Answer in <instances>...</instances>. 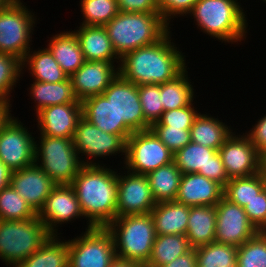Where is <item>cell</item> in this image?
Returning <instances> with one entry per match:
<instances>
[{
  "label": "cell",
  "instance_id": "41",
  "mask_svg": "<svg viewBox=\"0 0 266 267\" xmlns=\"http://www.w3.org/2000/svg\"><path fill=\"white\" fill-rule=\"evenodd\" d=\"M197 102V100H193L188 106L183 108L164 111L161 118L151 126H168L169 128H183L184 130H190L195 118L201 112L199 110L200 108L195 106L197 105Z\"/></svg>",
  "mask_w": 266,
  "mask_h": 267
},
{
  "label": "cell",
  "instance_id": "23",
  "mask_svg": "<svg viewBox=\"0 0 266 267\" xmlns=\"http://www.w3.org/2000/svg\"><path fill=\"white\" fill-rule=\"evenodd\" d=\"M82 116L102 131L121 136L125 141L132 132L119 121L116 110L102 94L84 99L82 102Z\"/></svg>",
  "mask_w": 266,
  "mask_h": 267
},
{
  "label": "cell",
  "instance_id": "49",
  "mask_svg": "<svg viewBox=\"0 0 266 267\" xmlns=\"http://www.w3.org/2000/svg\"><path fill=\"white\" fill-rule=\"evenodd\" d=\"M12 170L0 160V192L10 185Z\"/></svg>",
  "mask_w": 266,
  "mask_h": 267
},
{
  "label": "cell",
  "instance_id": "16",
  "mask_svg": "<svg viewBox=\"0 0 266 267\" xmlns=\"http://www.w3.org/2000/svg\"><path fill=\"white\" fill-rule=\"evenodd\" d=\"M38 217L46 225L48 232L57 236L63 234L59 229L65 224H72L76 219H85L70 184H59L52 189Z\"/></svg>",
  "mask_w": 266,
  "mask_h": 267
},
{
  "label": "cell",
  "instance_id": "36",
  "mask_svg": "<svg viewBox=\"0 0 266 267\" xmlns=\"http://www.w3.org/2000/svg\"><path fill=\"white\" fill-rule=\"evenodd\" d=\"M266 187V181L257 173L248 177L232 178L224 187L223 196L244 207Z\"/></svg>",
  "mask_w": 266,
  "mask_h": 267
},
{
  "label": "cell",
  "instance_id": "35",
  "mask_svg": "<svg viewBox=\"0 0 266 267\" xmlns=\"http://www.w3.org/2000/svg\"><path fill=\"white\" fill-rule=\"evenodd\" d=\"M197 267H237V246L216 241L195 248Z\"/></svg>",
  "mask_w": 266,
  "mask_h": 267
},
{
  "label": "cell",
  "instance_id": "19",
  "mask_svg": "<svg viewBox=\"0 0 266 267\" xmlns=\"http://www.w3.org/2000/svg\"><path fill=\"white\" fill-rule=\"evenodd\" d=\"M119 64L120 60L85 61L70 76L77 99L82 102L88 97L103 94L119 74Z\"/></svg>",
  "mask_w": 266,
  "mask_h": 267
},
{
  "label": "cell",
  "instance_id": "22",
  "mask_svg": "<svg viewBox=\"0 0 266 267\" xmlns=\"http://www.w3.org/2000/svg\"><path fill=\"white\" fill-rule=\"evenodd\" d=\"M224 188L198 173L182 174L175 201L186 206H216Z\"/></svg>",
  "mask_w": 266,
  "mask_h": 267
},
{
  "label": "cell",
  "instance_id": "32",
  "mask_svg": "<svg viewBox=\"0 0 266 267\" xmlns=\"http://www.w3.org/2000/svg\"><path fill=\"white\" fill-rule=\"evenodd\" d=\"M188 69L190 68L187 66L174 79L160 84V98L164 111L183 108L196 99V89Z\"/></svg>",
  "mask_w": 266,
  "mask_h": 267
},
{
  "label": "cell",
  "instance_id": "39",
  "mask_svg": "<svg viewBox=\"0 0 266 267\" xmlns=\"http://www.w3.org/2000/svg\"><path fill=\"white\" fill-rule=\"evenodd\" d=\"M37 213L11 185L0 192V220H28Z\"/></svg>",
  "mask_w": 266,
  "mask_h": 267
},
{
  "label": "cell",
  "instance_id": "5",
  "mask_svg": "<svg viewBox=\"0 0 266 267\" xmlns=\"http://www.w3.org/2000/svg\"><path fill=\"white\" fill-rule=\"evenodd\" d=\"M106 229L111 233L116 257L148 262L156 237L151 213L116 217Z\"/></svg>",
  "mask_w": 266,
  "mask_h": 267
},
{
  "label": "cell",
  "instance_id": "44",
  "mask_svg": "<svg viewBox=\"0 0 266 267\" xmlns=\"http://www.w3.org/2000/svg\"><path fill=\"white\" fill-rule=\"evenodd\" d=\"M198 1L199 0H157V5L162 18L171 27L174 25L172 22H174L173 20L175 18H177V20L178 17H181V19H184V17L186 18Z\"/></svg>",
  "mask_w": 266,
  "mask_h": 267
},
{
  "label": "cell",
  "instance_id": "6",
  "mask_svg": "<svg viewBox=\"0 0 266 267\" xmlns=\"http://www.w3.org/2000/svg\"><path fill=\"white\" fill-rule=\"evenodd\" d=\"M51 234L38 214L28 220H0V261L15 267L37 251Z\"/></svg>",
  "mask_w": 266,
  "mask_h": 267
},
{
  "label": "cell",
  "instance_id": "34",
  "mask_svg": "<svg viewBox=\"0 0 266 267\" xmlns=\"http://www.w3.org/2000/svg\"><path fill=\"white\" fill-rule=\"evenodd\" d=\"M191 249L186 235H156L151 255L144 267H160Z\"/></svg>",
  "mask_w": 266,
  "mask_h": 267
},
{
  "label": "cell",
  "instance_id": "14",
  "mask_svg": "<svg viewBox=\"0 0 266 267\" xmlns=\"http://www.w3.org/2000/svg\"><path fill=\"white\" fill-rule=\"evenodd\" d=\"M102 95L113 104L119 121H124L132 133L150 129L151 124L143 114L136 84L118 74Z\"/></svg>",
  "mask_w": 266,
  "mask_h": 267
},
{
  "label": "cell",
  "instance_id": "51",
  "mask_svg": "<svg viewBox=\"0 0 266 267\" xmlns=\"http://www.w3.org/2000/svg\"><path fill=\"white\" fill-rule=\"evenodd\" d=\"M12 105L4 101H0V127L12 114Z\"/></svg>",
  "mask_w": 266,
  "mask_h": 267
},
{
  "label": "cell",
  "instance_id": "12",
  "mask_svg": "<svg viewBox=\"0 0 266 267\" xmlns=\"http://www.w3.org/2000/svg\"><path fill=\"white\" fill-rule=\"evenodd\" d=\"M26 126L12 113L0 127V160L12 171L34 164L37 133Z\"/></svg>",
  "mask_w": 266,
  "mask_h": 267
},
{
  "label": "cell",
  "instance_id": "21",
  "mask_svg": "<svg viewBox=\"0 0 266 267\" xmlns=\"http://www.w3.org/2000/svg\"><path fill=\"white\" fill-rule=\"evenodd\" d=\"M10 185L38 214L57 184L34 163L12 171Z\"/></svg>",
  "mask_w": 266,
  "mask_h": 267
},
{
  "label": "cell",
  "instance_id": "52",
  "mask_svg": "<svg viewBox=\"0 0 266 267\" xmlns=\"http://www.w3.org/2000/svg\"><path fill=\"white\" fill-rule=\"evenodd\" d=\"M258 174L266 181V148L259 151Z\"/></svg>",
  "mask_w": 266,
  "mask_h": 267
},
{
  "label": "cell",
  "instance_id": "33",
  "mask_svg": "<svg viewBox=\"0 0 266 267\" xmlns=\"http://www.w3.org/2000/svg\"><path fill=\"white\" fill-rule=\"evenodd\" d=\"M156 202L175 201L182 173L174 162L146 174Z\"/></svg>",
  "mask_w": 266,
  "mask_h": 267
},
{
  "label": "cell",
  "instance_id": "46",
  "mask_svg": "<svg viewBox=\"0 0 266 267\" xmlns=\"http://www.w3.org/2000/svg\"><path fill=\"white\" fill-rule=\"evenodd\" d=\"M118 10L127 13H160L157 0H117Z\"/></svg>",
  "mask_w": 266,
  "mask_h": 267
},
{
  "label": "cell",
  "instance_id": "53",
  "mask_svg": "<svg viewBox=\"0 0 266 267\" xmlns=\"http://www.w3.org/2000/svg\"><path fill=\"white\" fill-rule=\"evenodd\" d=\"M14 0H0V9L10 5Z\"/></svg>",
  "mask_w": 266,
  "mask_h": 267
},
{
  "label": "cell",
  "instance_id": "38",
  "mask_svg": "<svg viewBox=\"0 0 266 267\" xmlns=\"http://www.w3.org/2000/svg\"><path fill=\"white\" fill-rule=\"evenodd\" d=\"M22 79L21 60L18 58L0 53V101L13 106V91Z\"/></svg>",
  "mask_w": 266,
  "mask_h": 267
},
{
  "label": "cell",
  "instance_id": "18",
  "mask_svg": "<svg viewBox=\"0 0 266 267\" xmlns=\"http://www.w3.org/2000/svg\"><path fill=\"white\" fill-rule=\"evenodd\" d=\"M237 130L239 128L234 130L218 150L229 179L258 173L259 152L249 137Z\"/></svg>",
  "mask_w": 266,
  "mask_h": 267
},
{
  "label": "cell",
  "instance_id": "37",
  "mask_svg": "<svg viewBox=\"0 0 266 267\" xmlns=\"http://www.w3.org/2000/svg\"><path fill=\"white\" fill-rule=\"evenodd\" d=\"M78 5L80 25L104 26L119 12L117 0H80Z\"/></svg>",
  "mask_w": 266,
  "mask_h": 267
},
{
  "label": "cell",
  "instance_id": "13",
  "mask_svg": "<svg viewBox=\"0 0 266 267\" xmlns=\"http://www.w3.org/2000/svg\"><path fill=\"white\" fill-rule=\"evenodd\" d=\"M118 168L117 217L151 213L157 202L146 175L131 173L122 166Z\"/></svg>",
  "mask_w": 266,
  "mask_h": 267
},
{
  "label": "cell",
  "instance_id": "20",
  "mask_svg": "<svg viewBox=\"0 0 266 267\" xmlns=\"http://www.w3.org/2000/svg\"><path fill=\"white\" fill-rule=\"evenodd\" d=\"M38 135L73 139L82 117V103H65L42 108L35 114Z\"/></svg>",
  "mask_w": 266,
  "mask_h": 267
},
{
  "label": "cell",
  "instance_id": "47",
  "mask_svg": "<svg viewBox=\"0 0 266 267\" xmlns=\"http://www.w3.org/2000/svg\"><path fill=\"white\" fill-rule=\"evenodd\" d=\"M249 129V130H248ZM251 140L253 146L257 151H261L266 148V114L262 113L251 128H247L244 132Z\"/></svg>",
  "mask_w": 266,
  "mask_h": 267
},
{
  "label": "cell",
  "instance_id": "1",
  "mask_svg": "<svg viewBox=\"0 0 266 267\" xmlns=\"http://www.w3.org/2000/svg\"><path fill=\"white\" fill-rule=\"evenodd\" d=\"M170 30L152 45L140 47L120 58L119 75L139 85L163 84L179 75L190 63ZM182 50V51H181ZM188 61V62H187Z\"/></svg>",
  "mask_w": 266,
  "mask_h": 267
},
{
  "label": "cell",
  "instance_id": "3",
  "mask_svg": "<svg viewBox=\"0 0 266 267\" xmlns=\"http://www.w3.org/2000/svg\"><path fill=\"white\" fill-rule=\"evenodd\" d=\"M243 7L241 0H199L186 18L194 19V26L202 34L236 47L246 44L251 28L248 10Z\"/></svg>",
  "mask_w": 266,
  "mask_h": 267
},
{
  "label": "cell",
  "instance_id": "40",
  "mask_svg": "<svg viewBox=\"0 0 266 267\" xmlns=\"http://www.w3.org/2000/svg\"><path fill=\"white\" fill-rule=\"evenodd\" d=\"M237 267H266V231L237 247Z\"/></svg>",
  "mask_w": 266,
  "mask_h": 267
},
{
  "label": "cell",
  "instance_id": "9",
  "mask_svg": "<svg viewBox=\"0 0 266 267\" xmlns=\"http://www.w3.org/2000/svg\"><path fill=\"white\" fill-rule=\"evenodd\" d=\"M73 144L83 165H106L99 159H117L118 155L122 156L118 166H122L126 158V141L121 136L102 131L83 116L77 123Z\"/></svg>",
  "mask_w": 266,
  "mask_h": 267
},
{
  "label": "cell",
  "instance_id": "43",
  "mask_svg": "<svg viewBox=\"0 0 266 267\" xmlns=\"http://www.w3.org/2000/svg\"><path fill=\"white\" fill-rule=\"evenodd\" d=\"M150 129L173 154L191 142L190 130L168 126H151Z\"/></svg>",
  "mask_w": 266,
  "mask_h": 267
},
{
  "label": "cell",
  "instance_id": "8",
  "mask_svg": "<svg viewBox=\"0 0 266 267\" xmlns=\"http://www.w3.org/2000/svg\"><path fill=\"white\" fill-rule=\"evenodd\" d=\"M36 136L34 163L57 185L71 184L83 166L74 148L73 139L47 135Z\"/></svg>",
  "mask_w": 266,
  "mask_h": 267
},
{
  "label": "cell",
  "instance_id": "2",
  "mask_svg": "<svg viewBox=\"0 0 266 267\" xmlns=\"http://www.w3.org/2000/svg\"><path fill=\"white\" fill-rule=\"evenodd\" d=\"M86 226L106 228L117 217V169L113 165H83L70 184Z\"/></svg>",
  "mask_w": 266,
  "mask_h": 267
},
{
  "label": "cell",
  "instance_id": "26",
  "mask_svg": "<svg viewBox=\"0 0 266 267\" xmlns=\"http://www.w3.org/2000/svg\"><path fill=\"white\" fill-rule=\"evenodd\" d=\"M45 46L50 50L62 70L70 77L85 62L81 46L75 33L70 29L58 31L50 37Z\"/></svg>",
  "mask_w": 266,
  "mask_h": 267
},
{
  "label": "cell",
  "instance_id": "11",
  "mask_svg": "<svg viewBox=\"0 0 266 267\" xmlns=\"http://www.w3.org/2000/svg\"><path fill=\"white\" fill-rule=\"evenodd\" d=\"M174 154L151 130L133 132L126 140V158L123 168L135 174L146 175L173 162Z\"/></svg>",
  "mask_w": 266,
  "mask_h": 267
},
{
  "label": "cell",
  "instance_id": "15",
  "mask_svg": "<svg viewBox=\"0 0 266 267\" xmlns=\"http://www.w3.org/2000/svg\"><path fill=\"white\" fill-rule=\"evenodd\" d=\"M173 162L182 174H201L223 188L230 180L218 151L192 141L174 153Z\"/></svg>",
  "mask_w": 266,
  "mask_h": 267
},
{
  "label": "cell",
  "instance_id": "30",
  "mask_svg": "<svg viewBox=\"0 0 266 267\" xmlns=\"http://www.w3.org/2000/svg\"><path fill=\"white\" fill-rule=\"evenodd\" d=\"M216 207H190L186 237L191 248H197L215 241Z\"/></svg>",
  "mask_w": 266,
  "mask_h": 267
},
{
  "label": "cell",
  "instance_id": "42",
  "mask_svg": "<svg viewBox=\"0 0 266 267\" xmlns=\"http://www.w3.org/2000/svg\"><path fill=\"white\" fill-rule=\"evenodd\" d=\"M138 94L145 119L152 125L164 112L160 98V84L139 85Z\"/></svg>",
  "mask_w": 266,
  "mask_h": 267
},
{
  "label": "cell",
  "instance_id": "24",
  "mask_svg": "<svg viewBox=\"0 0 266 267\" xmlns=\"http://www.w3.org/2000/svg\"><path fill=\"white\" fill-rule=\"evenodd\" d=\"M203 112L199 113L190 128L191 141L218 151L234 132V124L232 127L227 120H222L218 115L216 117L211 115L210 111Z\"/></svg>",
  "mask_w": 266,
  "mask_h": 267
},
{
  "label": "cell",
  "instance_id": "4",
  "mask_svg": "<svg viewBox=\"0 0 266 267\" xmlns=\"http://www.w3.org/2000/svg\"><path fill=\"white\" fill-rule=\"evenodd\" d=\"M104 28L119 58L140 47L156 43L172 29L160 13L121 11Z\"/></svg>",
  "mask_w": 266,
  "mask_h": 267
},
{
  "label": "cell",
  "instance_id": "45",
  "mask_svg": "<svg viewBox=\"0 0 266 267\" xmlns=\"http://www.w3.org/2000/svg\"><path fill=\"white\" fill-rule=\"evenodd\" d=\"M258 231H266V187L243 207Z\"/></svg>",
  "mask_w": 266,
  "mask_h": 267
},
{
  "label": "cell",
  "instance_id": "10",
  "mask_svg": "<svg viewBox=\"0 0 266 267\" xmlns=\"http://www.w3.org/2000/svg\"><path fill=\"white\" fill-rule=\"evenodd\" d=\"M80 233L67 238L69 267H109L116 258L111 233L106 228L98 227Z\"/></svg>",
  "mask_w": 266,
  "mask_h": 267
},
{
  "label": "cell",
  "instance_id": "7",
  "mask_svg": "<svg viewBox=\"0 0 266 267\" xmlns=\"http://www.w3.org/2000/svg\"><path fill=\"white\" fill-rule=\"evenodd\" d=\"M23 0L0 9V53L23 60L32 48L39 17ZM38 19V20H37Z\"/></svg>",
  "mask_w": 266,
  "mask_h": 267
},
{
  "label": "cell",
  "instance_id": "27",
  "mask_svg": "<svg viewBox=\"0 0 266 267\" xmlns=\"http://www.w3.org/2000/svg\"><path fill=\"white\" fill-rule=\"evenodd\" d=\"M72 31L78 38L85 61L120 60L104 26L77 25Z\"/></svg>",
  "mask_w": 266,
  "mask_h": 267
},
{
  "label": "cell",
  "instance_id": "31",
  "mask_svg": "<svg viewBox=\"0 0 266 267\" xmlns=\"http://www.w3.org/2000/svg\"><path fill=\"white\" fill-rule=\"evenodd\" d=\"M65 237L51 235L37 251L15 267H69V245Z\"/></svg>",
  "mask_w": 266,
  "mask_h": 267
},
{
  "label": "cell",
  "instance_id": "29",
  "mask_svg": "<svg viewBox=\"0 0 266 267\" xmlns=\"http://www.w3.org/2000/svg\"><path fill=\"white\" fill-rule=\"evenodd\" d=\"M190 206L176 201L157 202L151 215L156 235H186Z\"/></svg>",
  "mask_w": 266,
  "mask_h": 267
},
{
  "label": "cell",
  "instance_id": "25",
  "mask_svg": "<svg viewBox=\"0 0 266 267\" xmlns=\"http://www.w3.org/2000/svg\"><path fill=\"white\" fill-rule=\"evenodd\" d=\"M35 49L32 47L21 61L22 80L26 73L32 80L48 83L62 82L69 77L46 46Z\"/></svg>",
  "mask_w": 266,
  "mask_h": 267
},
{
  "label": "cell",
  "instance_id": "50",
  "mask_svg": "<svg viewBox=\"0 0 266 267\" xmlns=\"http://www.w3.org/2000/svg\"><path fill=\"white\" fill-rule=\"evenodd\" d=\"M109 267H144L142 264L136 261H130L116 257Z\"/></svg>",
  "mask_w": 266,
  "mask_h": 267
},
{
  "label": "cell",
  "instance_id": "28",
  "mask_svg": "<svg viewBox=\"0 0 266 267\" xmlns=\"http://www.w3.org/2000/svg\"><path fill=\"white\" fill-rule=\"evenodd\" d=\"M27 88V96L35 104L34 116L44 107L65 103H81L74 94L70 77L57 83L40 82L32 80Z\"/></svg>",
  "mask_w": 266,
  "mask_h": 267
},
{
  "label": "cell",
  "instance_id": "48",
  "mask_svg": "<svg viewBox=\"0 0 266 267\" xmlns=\"http://www.w3.org/2000/svg\"><path fill=\"white\" fill-rule=\"evenodd\" d=\"M160 267H197L195 249L191 248L187 253Z\"/></svg>",
  "mask_w": 266,
  "mask_h": 267
},
{
  "label": "cell",
  "instance_id": "17",
  "mask_svg": "<svg viewBox=\"0 0 266 267\" xmlns=\"http://www.w3.org/2000/svg\"><path fill=\"white\" fill-rule=\"evenodd\" d=\"M215 207L216 242L238 247L259 232L249 221L244 208L230 202L224 196Z\"/></svg>",
  "mask_w": 266,
  "mask_h": 267
}]
</instances>
